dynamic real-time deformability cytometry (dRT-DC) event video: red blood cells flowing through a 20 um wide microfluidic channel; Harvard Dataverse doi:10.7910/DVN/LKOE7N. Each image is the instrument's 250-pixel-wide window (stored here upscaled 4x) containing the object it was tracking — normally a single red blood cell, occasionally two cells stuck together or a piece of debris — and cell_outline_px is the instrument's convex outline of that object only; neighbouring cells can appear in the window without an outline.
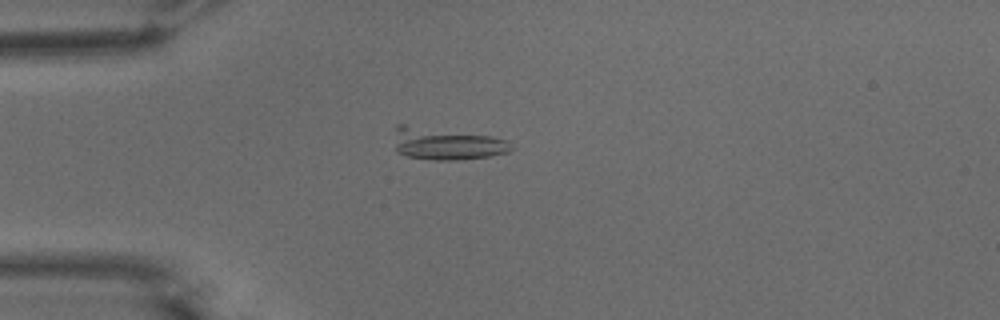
{"species": "common noctule bat (a hibernating species)", "species_latin": "Nyctalus noctula", "temperature_condition": "warm", "stored_images_in_passage": 45, "camera_frame_rate_fps": 3000, "um_per_image_px": 0.085, "animal": {"sex": "male", "body_mass_g": 15.6}, "frame": {"image": 1, "passage_image": 5, "time_ms": 1.333, "image_size_px": [1000, 320], "cell_outline_px": [[512, 148], [508, 152], [488, 156], [456, 160], [432, 160], [408, 156], [396, 152], [396, 124], [404, 124], [492, 136], [508, 140]], "centroid_in_image_um": [37.94, 12.22], "position_along_channel_um": 47.1, "area_um2": 21.68}}
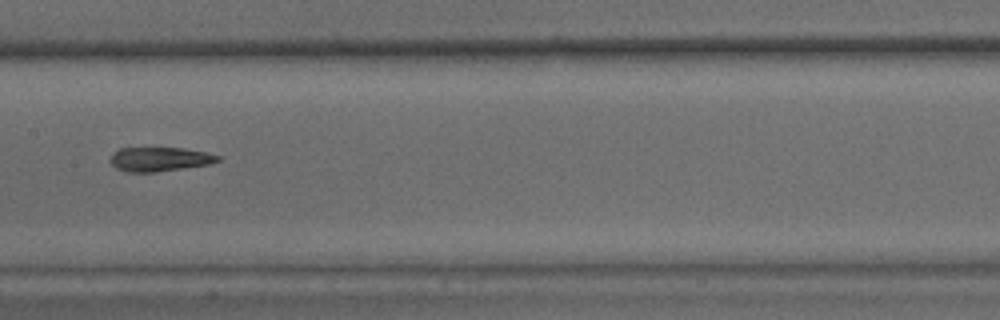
{"frame": {"image": 2, "passage_image": 18, "time_ms": 5.667, "image_size_px": [1000, 320], "cell_outline_px": [[220, 160], [208, 164], [156, 172], [128, 172], [116, 168], [108, 160], [112, 152], [120, 148], [184, 148], [204, 152], [220, 156]], "centroid_in_image_um": [13.51, 13.53], "position_along_channel_um": 193.9, "area_um2": 15.09}}
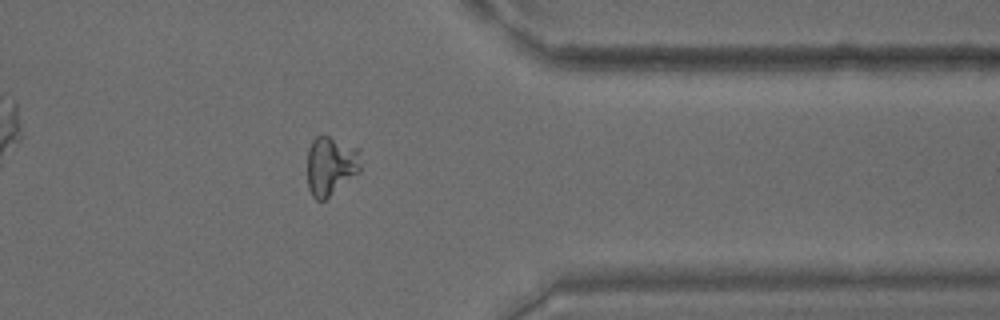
{"frame": {"image": 3, "passage_image": 34, "time_ms": 11.0, "image_size_px": [1000, 320], "cell_outline_px": [[360, 172], [324, 200], [316, 200], [312, 196], [308, 188], [308, 148], [312, 140], [316, 136], [328, 136], [360, 148]], "centroid_in_image_um": [28.12, 14.08], "position_along_channel_um": 383.3, "area_um2": 18.44}, "authors_computed_cell_mechanics": {"area_um2": 16.473, "velocity_mm_per_s": 3.7559, "shape_relaxation_time_tau1_ms": 7.4069, "shape_relaxation_time_tau2_ms": 2.0966, "deformation_change_tau1": 0.2508, "deformation_change_tau2": 0.1086}}